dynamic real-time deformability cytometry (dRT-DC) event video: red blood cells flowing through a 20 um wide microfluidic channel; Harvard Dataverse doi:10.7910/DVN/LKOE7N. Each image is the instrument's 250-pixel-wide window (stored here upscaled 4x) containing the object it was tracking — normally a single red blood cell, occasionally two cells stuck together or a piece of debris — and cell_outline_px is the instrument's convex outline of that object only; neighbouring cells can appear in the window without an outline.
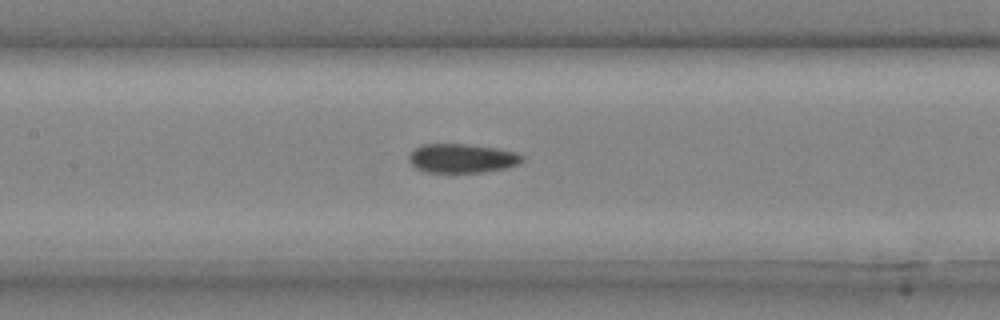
{"species": "common noctule bat (a hibernating species)", "species_latin": "Nyctalus noctula", "temperature_condition": "cold", "stored_images_in_passage": 34, "camera_frame_rate_fps": 3000, "um_per_image_px": 0.085, "animal": {"sex": "male", "body_mass_g": 20.4}, "frame": {"image": 1, "passage_image": 17, "time_ms": 5.333, "image_size_px": [1000, 320], "cell_outline_px": [[524, 160], [520, 164], [504, 168], [484, 172], [424, 172], [416, 168], [408, 160], [408, 156], [416, 148], [424, 144], [468, 144], [496, 148], [516, 152], [524, 156]], "centroid_in_image_um": [39.29, 13.46], "position_along_channel_um": 168.1, "area_um2": 19.19}}
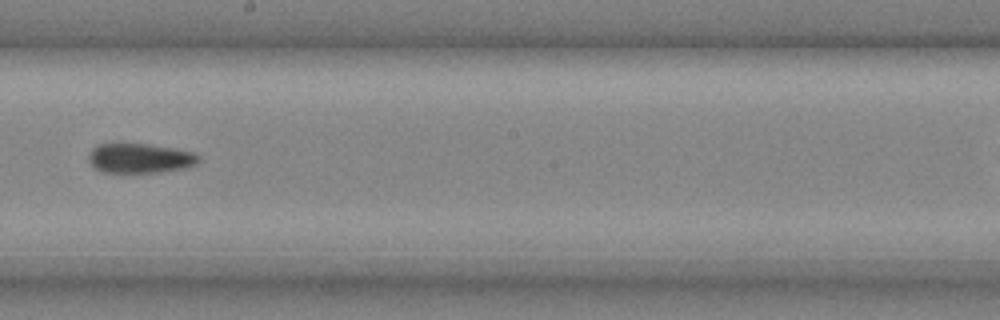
{"frame": {"image": 2, "passage_image": 21, "time_ms": 6.667, "image_size_px": [1000, 320], "cell_outline_px": [[200, 160], [196, 164], [184, 168], [160, 172], [104, 172], [96, 168], [88, 160], [88, 152], [92, 148], [100, 144], [148, 144], [176, 148], [196, 152], [200, 156]], "centroid_in_image_um": [11.93, 13.44], "position_along_channel_um": 236.3, "area_um2": 19.07}}
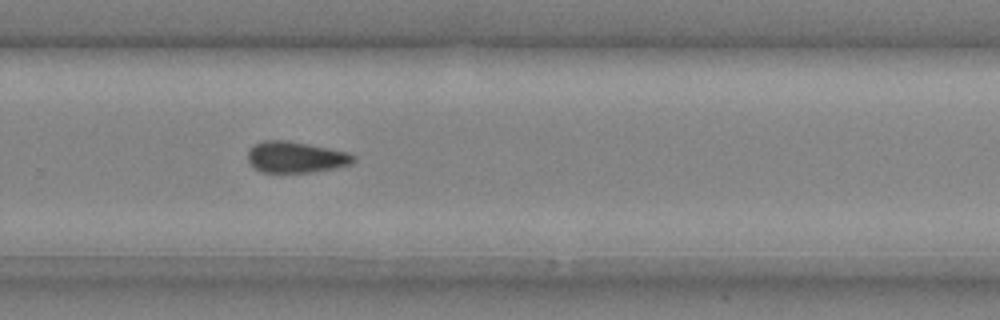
{"frame": {"image": 3, "passage_image": 25, "time_ms": 8.0, "image_size_px": [1000, 320], "cell_outline_px": [[356, 160], [352, 164], [332, 168], [308, 172], [260, 172], [248, 160], [248, 152], [256, 144], [264, 140], [288, 140], [348, 152], [356, 156]], "centroid_in_image_um": [25.17, 13.35], "position_along_channel_um": 304.6, "area_um2": 18.96}}